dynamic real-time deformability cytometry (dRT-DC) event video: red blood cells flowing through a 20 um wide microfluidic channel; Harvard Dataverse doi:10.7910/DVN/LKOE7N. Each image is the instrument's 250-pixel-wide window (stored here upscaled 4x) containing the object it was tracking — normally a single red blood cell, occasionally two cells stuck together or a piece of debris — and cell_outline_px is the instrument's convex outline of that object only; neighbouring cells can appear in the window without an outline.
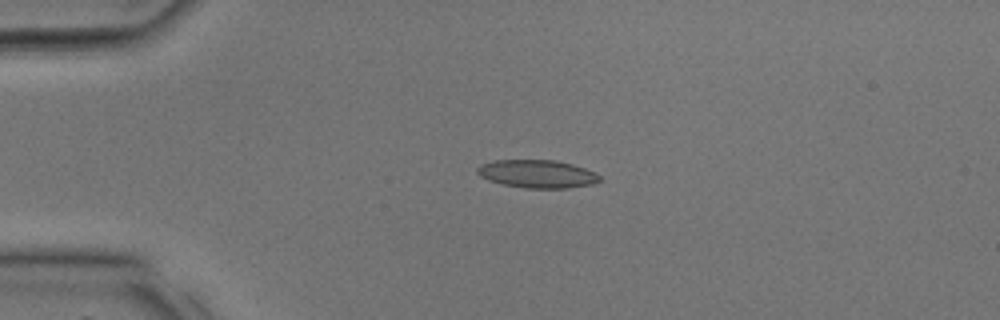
{"species": "common noctule bat (a hibernating species)", "species_latin": "Nyctalus noctula", "temperature_condition": "room temperature", "stored_images_in_passage": 25, "camera_frame_rate_fps": 3000, "um_per_image_px": 0.085, "animal": {"sex": "male", "body_mass_g": 17.9, "forearm_length_mm": 54.2}, "frame": {"image": 1, "passage_image": 3, "time_ms": 0.667, "image_size_px": [1000, 320], "cell_outline_px": [[600, 180], [592, 184], [568, 188], [524, 188], [504, 184], [488, 180], [480, 176], [476, 172], [476, 168], [480, 164], [496, 160], [556, 160], [572, 164], [584, 168], [600, 176]], "centroid_in_image_um": [45.63, 14.78], "position_along_channel_um": 39.4, "area_um2": 19.88}}
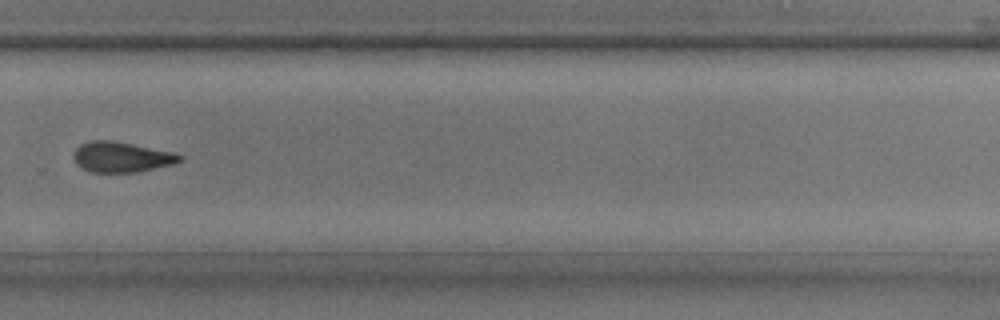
{"frame": {"image": 2, "passage_image": 19, "time_ms": 6.0, "image_size_px": [1000, 320], "cell_outline_px": [[184, 160], [172, 164], [136, 172], [88, 172], [76, 164], [72, 156], [72, 152], [80, 144], [92, 140], [112, 140], [176, 152], [184, 156]], "centroid_in_image_um": [10.32, 13.34], "position_along_channel_um": 319.5, "area_um2": 19.07}}
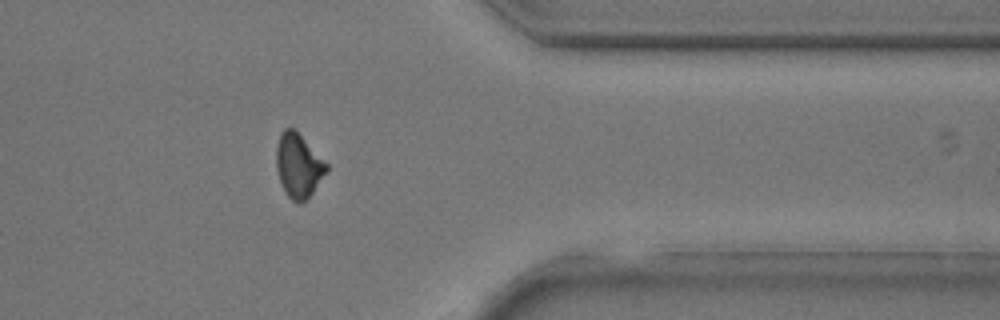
{"frame": {"image": 3, "passage_image": 23, "time_ms": 7.333, "image_size_px": [1000, 320], "cell_outline_px": [[328, 168], [312, 192], [300, 204], [296, 204], [284, 192], [276, 168], [276, 148], [280, 132], [284, 128], [296, 128], [328, 164]], "centroid_in_image_um": [25.34, 14.03], "position_along_channel_um": 386.1, "area_um2": 18.79}}